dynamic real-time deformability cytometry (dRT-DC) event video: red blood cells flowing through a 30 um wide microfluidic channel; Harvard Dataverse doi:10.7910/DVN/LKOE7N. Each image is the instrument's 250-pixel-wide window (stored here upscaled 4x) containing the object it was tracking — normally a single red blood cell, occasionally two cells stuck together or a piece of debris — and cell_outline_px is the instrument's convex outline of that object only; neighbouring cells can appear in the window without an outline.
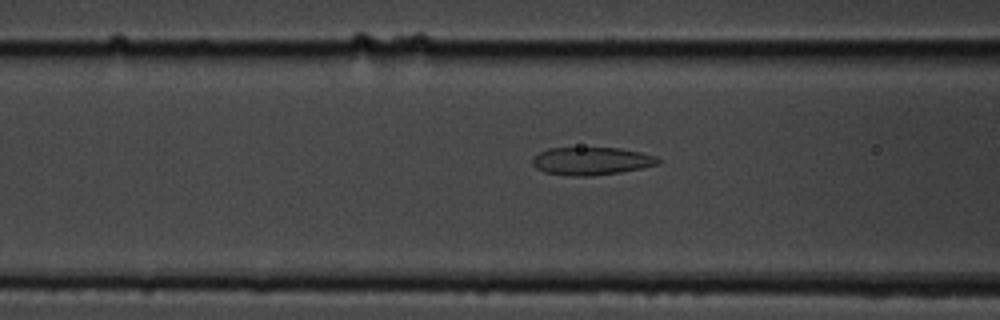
{"species": "common noctule bat (a hibernating species)", "species_latin": "Nyctalus noctula", "temperature_condition": "cold", "stored_images_in_passage": 40, "camera_frame_rate_fps": 3000, "um_per_image_px": 0.085, "animal": {"sex": "male", "body_mass_g": 19.5, "forearm_length_mm": 54.6}, "frame": {"image": 1, "passage_image": 16, "time_ms": 5.0, "image_size_px": [1000, 320], "cell_outline_px": [[660, 164], [620, 172], [596, 176], [568, 176], [544, 172], [536, 168], [532, 164], [532, 156], [548, 148], [620, 148], [640, 152], [656, 156], [660, 160]], "centroid_in_image_um": [50.24, 13.69], "position_along_channel_um": 116.4, "area_um2": 20.52}}
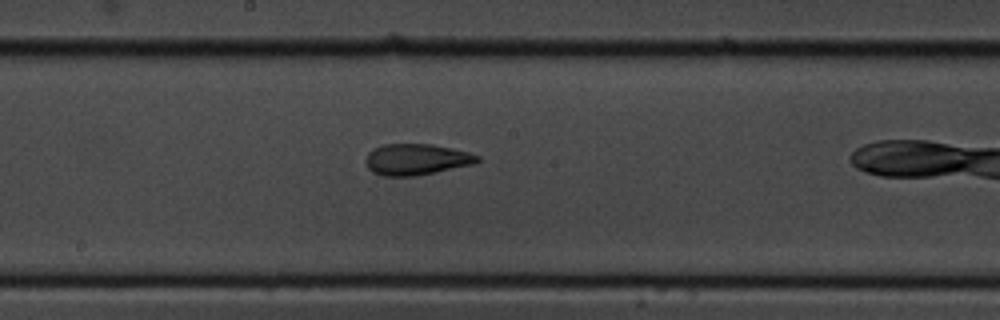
{"frame": {"image": 2, "passage_image": 24, "time_ms": 7.667, "image_size_px": [1000, 320], "cell_outline_px": [[480, 160], [472, 164], [436, 172], [416, 176], [384, 176], [372, 172], [368, 168], [364, 160], [368, 152], [384, 144], [432, 144], [452, 148], [468, 152], [480, 156]], "centroid_in_image_um": [35.37, 13.55], "position_along_channel_um": 212.8, "area_um2": 20.29}}
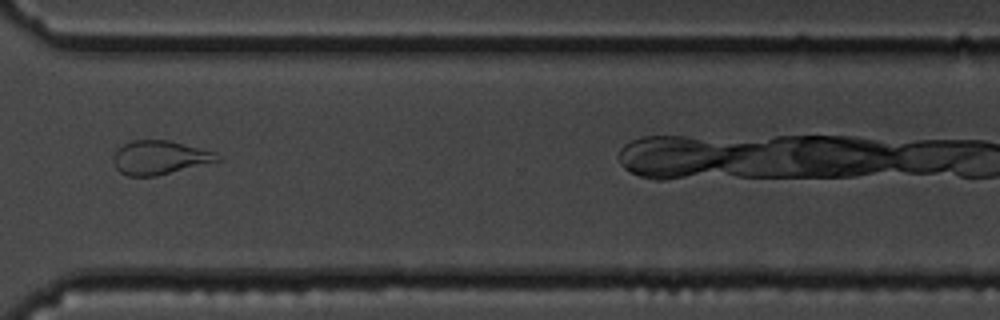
{"frame": {"image": 3, "passage_image": 36, "time_ms": 11.667, "image_size_px": [1000, 320], "cell_outline_px": [[224, 160], [156, 176], [128, 176], [120, 172], [116, 168], [112, 160], [112, 156], [124, 144], [132, 140], [168, 140], [216, 152]], "centroid_in_image_um": [13.6, 13.4], "position_along_channel_um": 357.0, "area_um2": 20.58}}